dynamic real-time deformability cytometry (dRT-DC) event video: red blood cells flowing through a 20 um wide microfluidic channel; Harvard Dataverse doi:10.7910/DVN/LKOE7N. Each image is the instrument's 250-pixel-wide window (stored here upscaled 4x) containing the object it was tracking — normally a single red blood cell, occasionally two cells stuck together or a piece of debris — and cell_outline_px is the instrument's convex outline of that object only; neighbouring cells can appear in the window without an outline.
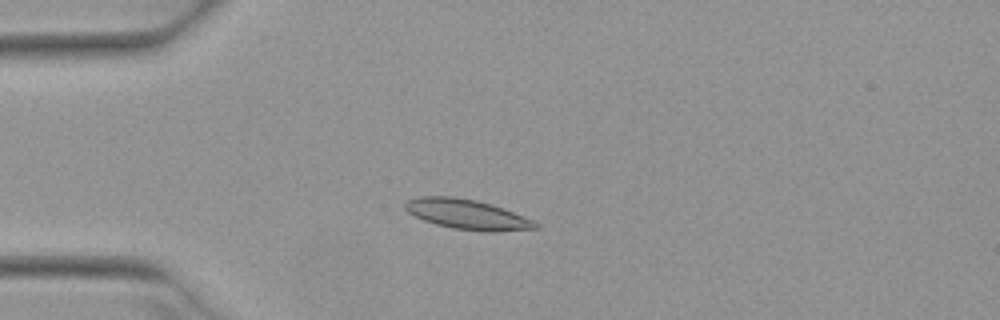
{"species": "Egyptian fruit bat (a non-hibernating species)", "species_latin": "Rousettus aegyptiacus", "temperature_condition": "warm", "stored_images_in_passage": 52, "camera_frame_rate_fps": 3000, "um_per_image_px": 0.085, "animal": {"sex": "female"}, "frame": {"image": 1, "passage_image": 14, "time_ms": 4.333, "image_size_px": [1000, 320], "cell_outline_px": [[540, 228], [492, 232], [488, 232], [452, 228], [436, 224], [424, 220], [408, 212], [404, 208], [404, 204], [408, 200], [420, 196], [452, 196], [476, 200], [492, 204], [504, 208], [532, 220], [540, 224]], "centroid_in_image_um": [39.72, 18.22], "position_along_channel_um": 45.3, "area_um2": 22.72}}
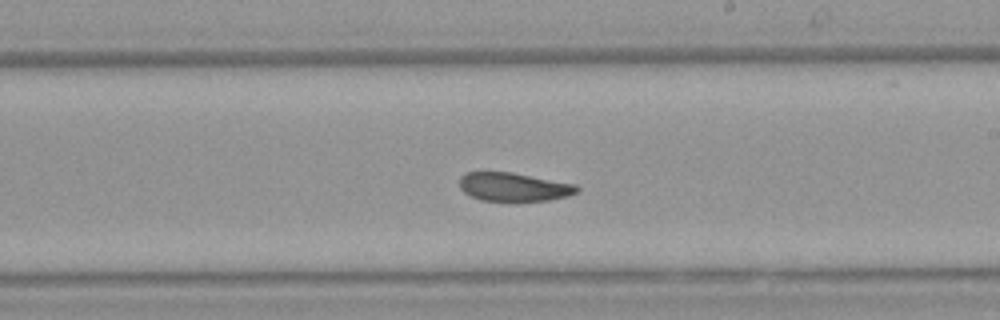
{"frame": {"image": 2, "passage_image": 31, "time_ms": 10.0, "image_size_px": [1000, 320], "cell_outline_px": [[580, 192], [568, 196], [548, 200], [480, 200], [464, 192], [460, 188], [460, 176], [468, 172], [512, 172], [576, 184], [580, 188]], "centroid_in_image_um": [43.7, 15.88], "position_along_channel_um": 245.3, "area_um2": 19.42}}
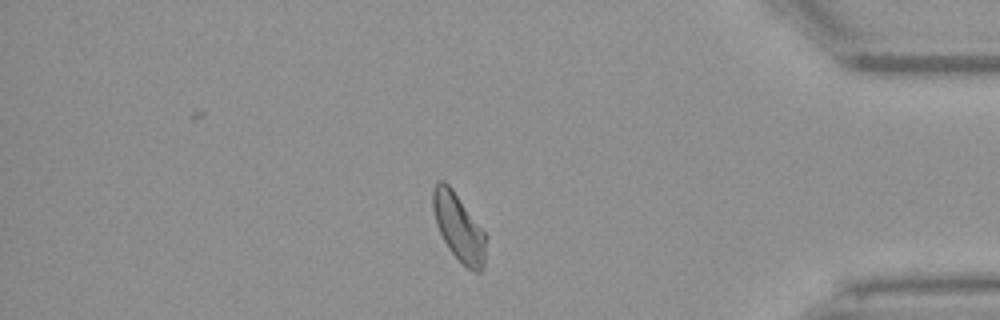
{"frame": {"image": 3, "passage_image": 45, "time_ms": 14.667, "image_size_px": [1000, 320], "cell_outline_px": [[484, 264], [480, 272], [472, 272], [448, 248], [436, 224], [432, 208], [432, 188], [436, 180], [444, 180], [452, 188], [484, 232]], "centroid_in_image_um": [38.93, 19.27], "position_along_channel_um": 396.3, "area_um2": 20.35}, "authors_computed_cell_mechanics": {"area_um2": 20.808, "velocity_mm_per_s": 3.9133, "shape_relaxation_time_tau1_ms": null, "shape_relaxation_time_tau2_ms": 2.5772, "deformation_change_tau1": null, "deformation_change_tau2": 0.0912}}